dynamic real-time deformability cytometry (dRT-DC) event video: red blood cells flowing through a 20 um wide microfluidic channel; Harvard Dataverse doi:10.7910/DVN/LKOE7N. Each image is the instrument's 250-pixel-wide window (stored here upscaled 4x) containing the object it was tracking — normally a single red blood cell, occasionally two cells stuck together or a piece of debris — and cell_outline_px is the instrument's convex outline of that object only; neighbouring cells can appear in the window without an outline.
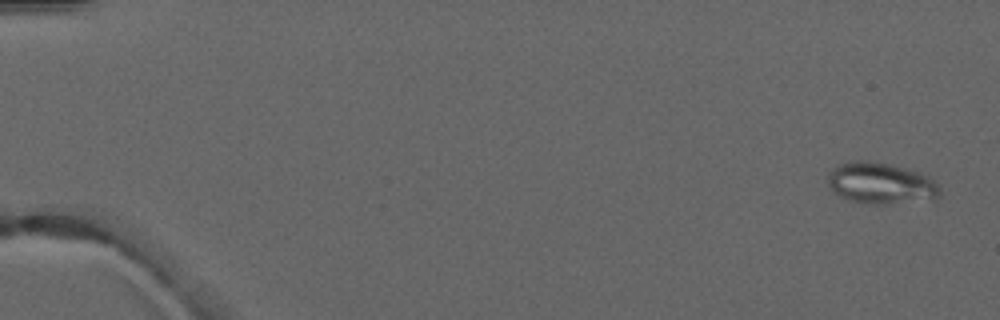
{"species": "common noctule bat (a hibernating species)", "species_latin": "Nyctalus noctula", "temperature_condition": "warm", "stored_images_in_passage": 6, "camera_frame_rate_fps": 3000, "um_per_image_px": 0.085, "animal": {"sex": "male", "forearm_length_mm": 52.5}, "frame": {"image": 1, "passage_image": 1, "time_ms": 0.0, "image_size_px": [1000, 320], "cell_outline_px": [[940, 196], [936, 200], [888, 204], [872, 204], [852, 200], [840, 196], [832, 192], [828, 184], [828, 172], [832, 168], [840, 164], [856, 160], [868, 160], [892, 164], [912, 168], [928, 176], [940, 184]], "centroid_in_image_um": [74.93, 15.57], "position_along_channel_um": 10.1, "area_um2": 27.69}}
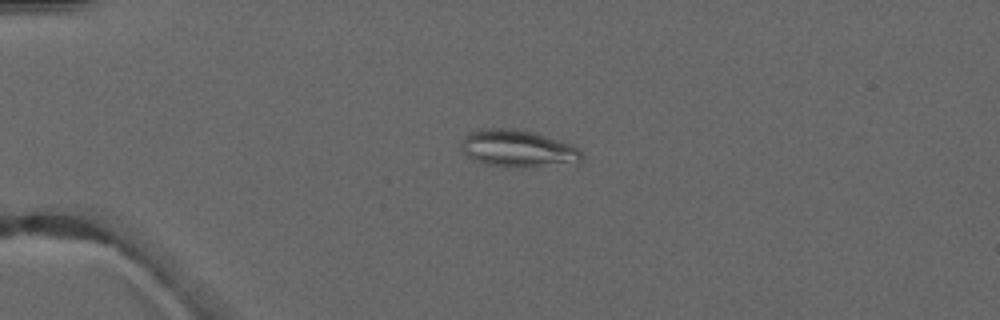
{"frame": {"image": 2, "passage_image": 4, "time_ms": 3.667, "image_size_px": [1000, 320], "cell_outline_px": [[584, 156], [580, 164], [524, 168], [516, 168], [488, 164], [472, 160], [460, 148], [460, 144], [464, 136], [468, 132], [484, 128], [512, 128], [532, 132], [572, 144]], "centroid_in_image_um": [44.04, 12.65], "position_along_channel_um": 41.0, "area_um2": 26.65}}